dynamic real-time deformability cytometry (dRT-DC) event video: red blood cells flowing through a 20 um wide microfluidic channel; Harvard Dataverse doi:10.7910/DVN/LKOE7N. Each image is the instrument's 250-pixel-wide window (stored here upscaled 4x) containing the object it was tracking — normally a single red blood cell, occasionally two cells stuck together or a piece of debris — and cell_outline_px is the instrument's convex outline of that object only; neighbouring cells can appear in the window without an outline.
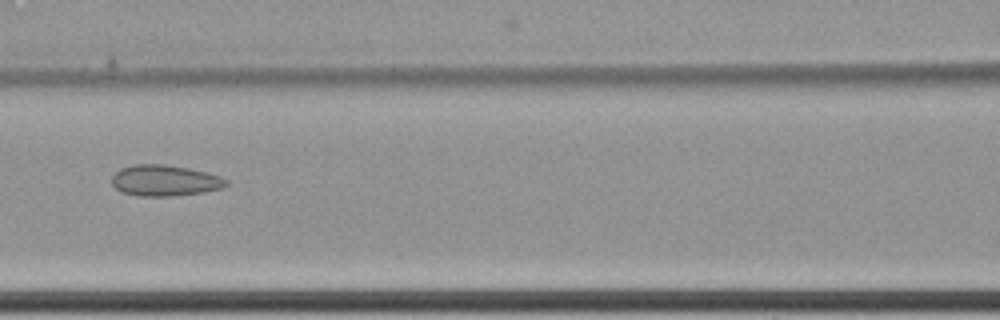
{"species": "common noctule bat (a hibernating species)", "species_latin": "Nyctalus noctula", "temperature_condition": "cold", "stored_images_in_passage": 15, "camera_frame_rate_fps": 3000, "um_per_image_px": 0.085, "animal": {"sex": "female", "body_mass_g": 22.7, "forearm_length_mm": 54.2}, "frame": {"image": 1, "passage_image": 7, "time_ms": 2.0, "image_size_px": [1000, 320], "cell_outline_px": [[228, 184], [224, 188], [204, 192], [168, 196], [140, 196], [120, 192], [112, 184], [112, 176], [120, 168], [132, 164], [164, 164], [188, 168], [220, 176], [228, 180]], "centroid_in_image_um": [14.0, 15.34], "position_along_channel_um": 152.6, "area_um2": 20.75}}
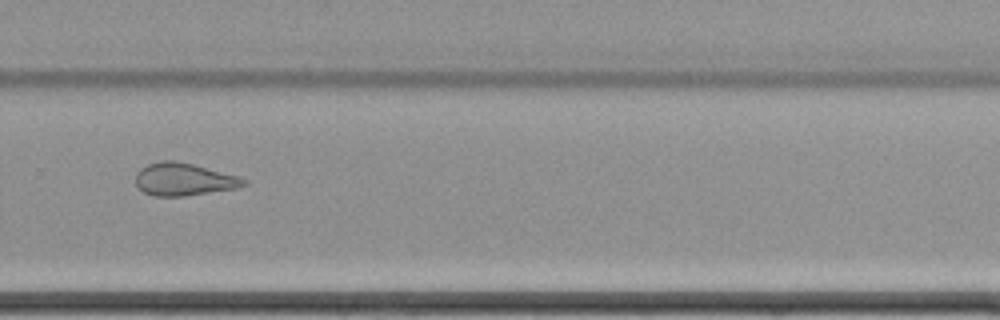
{"frame": {"image": 2, "passage_image": 11, "time_ms": 3.333, "image_size_px": [1000, 320], "cell_outline_px": [[248, 184], [236, 188], [184, 196], [152, 196], [144, 192], [136, 184], [136, 172], [140, 168], [148, 164], [160, 160], [172, 160], [192, 164], [240, 176], [248, 180]], "centroid_in_image_um": [15.63, 15.24], "position_along_channel_um": 314.2, "area_um2": 20.58}}
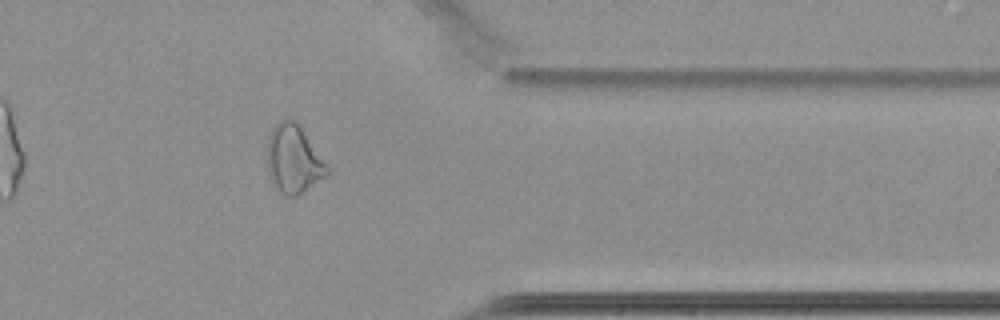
{"frame": {"image": 3, "passage_image": 13, "time_ms": 4.0, "image_size_px": [1000, 320], "cell_outline_px": [[332, 172], [296, 196], [284, 196], [280, 192], [272, 180], [268, 172], [268, 136], [272, 128], [280, 120], [292, 120], [300, 128], [332, 168]], "centroid_in_image_um": [24.99, 13.56], "position_along_channel_um": 386.4, "area_um2": 23.52}}